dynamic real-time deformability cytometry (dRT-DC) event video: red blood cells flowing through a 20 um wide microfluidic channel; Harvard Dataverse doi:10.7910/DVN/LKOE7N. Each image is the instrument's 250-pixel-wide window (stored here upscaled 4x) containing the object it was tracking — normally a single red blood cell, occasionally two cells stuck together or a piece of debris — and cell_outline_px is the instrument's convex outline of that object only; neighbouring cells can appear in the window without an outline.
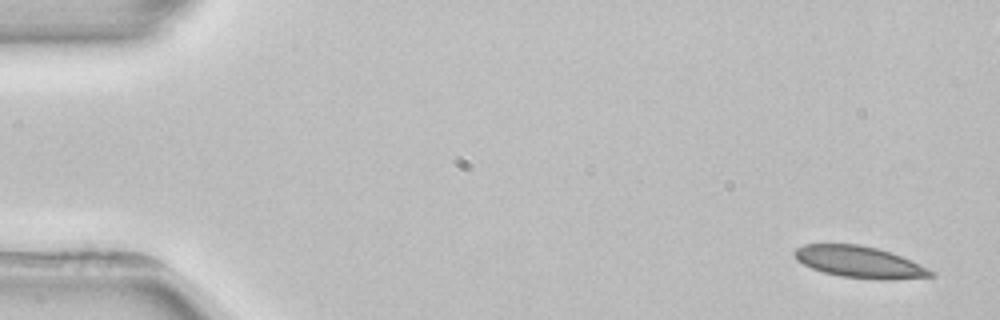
{"species": "common noctule bat (a hibernating species)", "species_latin": "Nyctalus noctula", "temperature_condition": "room temperature", "stored_images_in_passage": 5, "camera_frame_rate_fps": 3000, "um_per_image_px": 0.085, "animal": {"sex": "female", "body_mass_g": 22.7, "forearm_length_mm": 54.2}, "frame": {"image": 1, "passage_image": 1, "time_ms": 0.0, "image_size_px": [1000, 320], "cell_outline_px": [[936, 276], [892, 280], [880, 280], [840, 276], [824, 272], [812, 268], [796, 260], [792, 252], [796, 248], [804, 244], [860, 244], [892, 252], [936, 272]], "centroid_in_image_um": [73.06, 22.27], "position_along_channel_um": 11.9, "area_um2": 25.2}}